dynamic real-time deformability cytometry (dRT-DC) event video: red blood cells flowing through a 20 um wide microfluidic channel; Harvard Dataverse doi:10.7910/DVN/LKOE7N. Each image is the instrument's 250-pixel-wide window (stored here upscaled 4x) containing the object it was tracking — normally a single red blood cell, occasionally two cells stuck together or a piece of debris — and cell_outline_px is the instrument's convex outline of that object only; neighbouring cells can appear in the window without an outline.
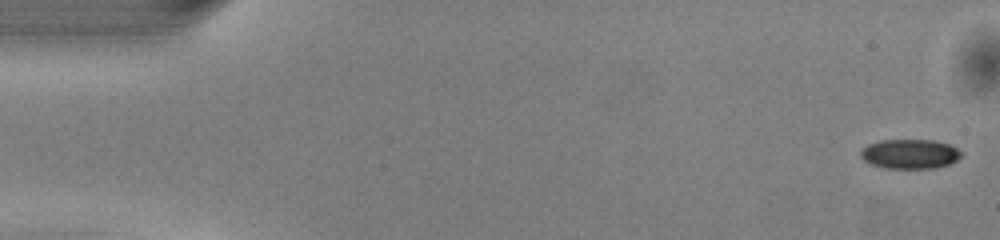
{"species": "common noctule bat (a hibernating species)", "species_latin": "Nyctalus noctula", "temperature_condition": "warm", "stored_images_in_passage": 50, "camera_frame_rate_fps": 3000, "um_per_image_px": 0.085, "animal": {"sex": "male", "body_mass_g": 13.0, "forearm_length_mm": 53.1}, "frame": {"image": 1, "passage_image": 1, "time_ms": 0.0, "image_size_px": [1000, 240], "cell_outline_px": [[960, 156], [956, 160], [948, 164], [936, 168], [884, 168], [872, 164], [864, 160], [860, 156], [860, 152], [868, 144], [880, 140], [932, 140], [948, 144], [956, 148], [960, 152]], "centroid_in_image_um": [77.31, 13.08], "position_along_channel_um": 7.7, "area_um2": 17.11}}
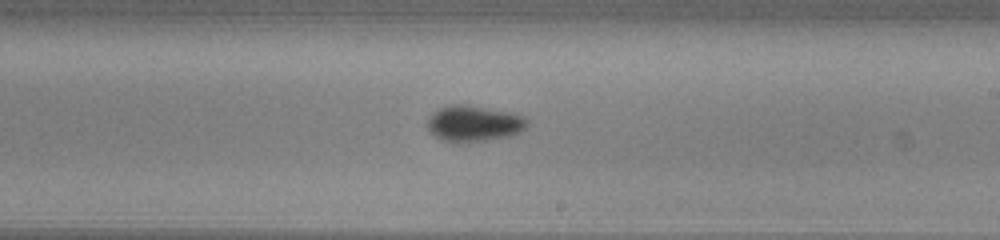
{"frame": {"image": 2, "passage_image": 29, "time_ms": 9.333, "image_size_px": [1000, 240], "cell_outline_px": [[528, 124], [520, 132], [508, 136], [488, 140], [464, 144], [440, 140], [432, 136], [428, 132], [428, 120], [440, 108], [448, 104], [468, 104], [512, 112], [528, 120]], "centroid_in_image_um": [40.25, 10.52], "position_along_channel_um": 248.8, "area_um2": 21.27}}
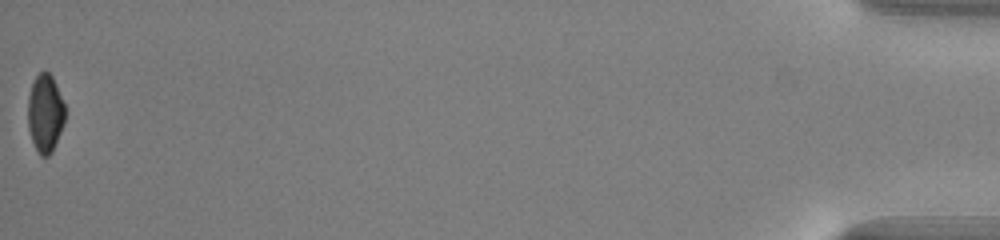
{"frame": {"image": 3, "passage_image": 50, "time_ms": 16.333, "image_size_px": [1000, 240], "cell_outline_px": [[64, 124], [52, 152], [48, 156], [40, 156], [32, 140], [28, 128], [28, 96], [32, 84], [36, 76], [44, 68], [52, 76], [64, 104]], "centroid_in_image_um": [3.83, 9.62], "position_along_channel_um": 431.4, "area_um2": 16.82}, "authors_computed_cell_mechanics": {"area_um2": 18.7272, "velocity_mm_per_s": 4.105, "shape_relaxation_time_tau1_ms": 3.3664, "shape_relaxation_time_tau2_ms": 5.962, "deformation_change_tau1": 0.1016, "deformation_change_tau2": 0.0982}}